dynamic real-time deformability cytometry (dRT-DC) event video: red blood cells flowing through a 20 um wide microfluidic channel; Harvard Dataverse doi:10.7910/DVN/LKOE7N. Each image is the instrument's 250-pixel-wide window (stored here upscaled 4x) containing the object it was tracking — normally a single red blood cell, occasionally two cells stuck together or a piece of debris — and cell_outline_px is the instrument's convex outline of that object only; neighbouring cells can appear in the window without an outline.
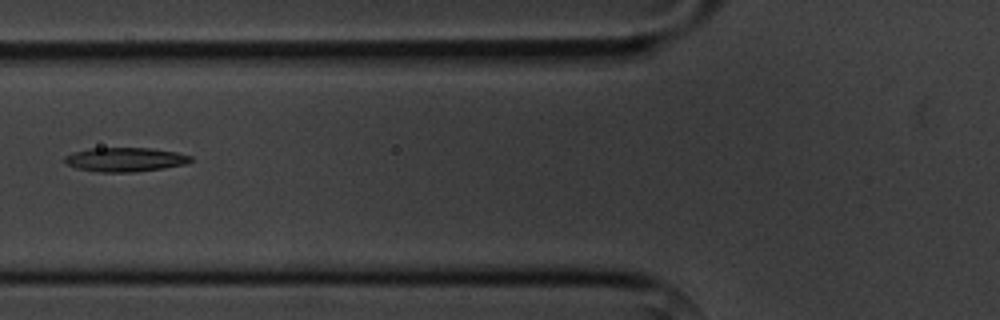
{"species": "common noctule bat (a hibernating species)", "species_latin": "Nyctalus noctula", "temperature_condition": "cold", "stored_images_in_passage": 3, "camera_frame_rate_fps": 3000, "um_per_image_px": 0.085, "animal": {"sex": "male", "body_mass_g": 20.1, "forearm_length_mm": 53.5}, "frame": {"image": 1, "passage_image": 3, "time_ms": 2.333, "image_size_px": [1000, 320], "cell_outline_px": [[192, 160], [184, 164], [164, 168], [136, 172], [96, 172], [76, 168], [64, 164], [64, 156], [72, 152], [88, 148], [152, 148], [176, 152], [192, 156]], "centroid_in_image_um": [10.58, 13.56], "position_along_channel_um": 115.2, "area_um2": 17.92}}